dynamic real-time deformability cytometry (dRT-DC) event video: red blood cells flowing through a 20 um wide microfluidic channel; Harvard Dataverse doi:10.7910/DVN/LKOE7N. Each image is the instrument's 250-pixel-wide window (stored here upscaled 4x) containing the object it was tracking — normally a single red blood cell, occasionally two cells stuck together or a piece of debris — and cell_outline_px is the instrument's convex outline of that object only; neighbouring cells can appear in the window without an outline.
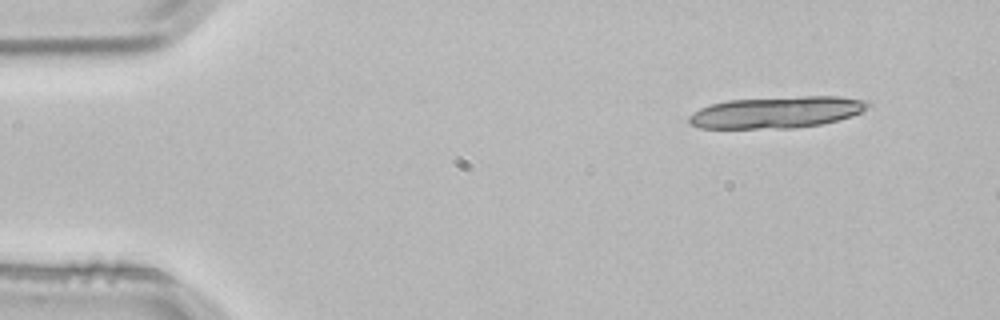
{"species": "common noctule bat (a hibernating species)", "species_latin": "Nyctalus noctula", "temperature_condition": "room temperature", "stored_images_in_passage": 2, "camera_frame_rate_fps": 3000, "um_per_image_px": 0.085, "animal": {"sex": "male", "body_mass_g": 21.5, "forearm_length_mm": 52.0}, "frame": {"image": 1, "passage_image": 1, "time_ms": 0.0, "image_size_px": [1000, 320], "cell_outline_px": [[872, 104], [868, 108], [852, 116], [820, 124], [796, 128], [700, 128], [688, 124], [688, 116], [692, 112], [700, 108], [712, 104], [728, 100], [804, 96], [840, 96], [868, 100]], "centroid_in_image_um": [66.02, 9.54], "position_along_channel_um": 19.0, "area_um2": 33.12}}